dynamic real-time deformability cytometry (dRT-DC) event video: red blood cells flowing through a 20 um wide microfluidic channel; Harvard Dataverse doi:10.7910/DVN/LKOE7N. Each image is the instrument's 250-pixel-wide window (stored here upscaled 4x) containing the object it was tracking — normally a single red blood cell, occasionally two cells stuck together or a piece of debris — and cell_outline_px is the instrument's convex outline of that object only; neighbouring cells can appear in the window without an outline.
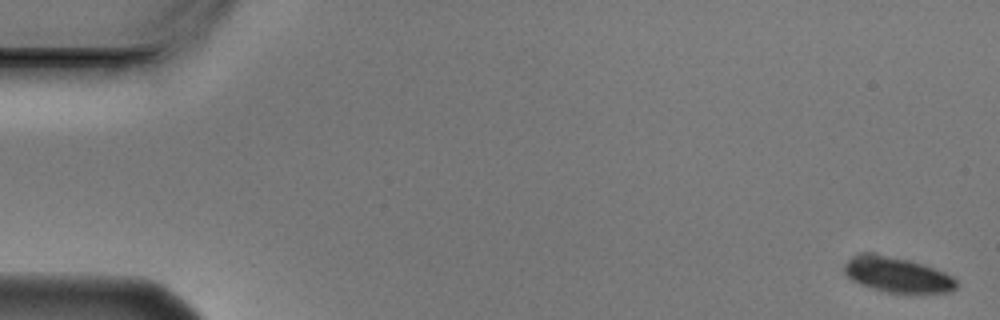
{"species": "Egyptian fruit bat (a non-hibernating species)", "species_latin": "Rousettus aegyptiacus", "temperature_condition": "cold", "stored_images_in_passage": 6, "camera_frame_rate_fps": 3000, "um_per_image_px": 0.085, "animal": {"sex": "male"}, "frame": {"image": 1, "passage_image": 1, "time_ms": 0.0, "image_size_px": [1000, 320], "cell_outline_px": [[960, 284], [952, 292], [884, 292], [860, 284], [844, 276], [844, 264], [848, 260], [856, 256], [884, 256], [908, 260], [924, 264], [944, 272], [952, 276]], "centroid_in_image_um": [76.32, 23.4], "position_along_channel_um": 8.7, "area_um2": 22.37}}
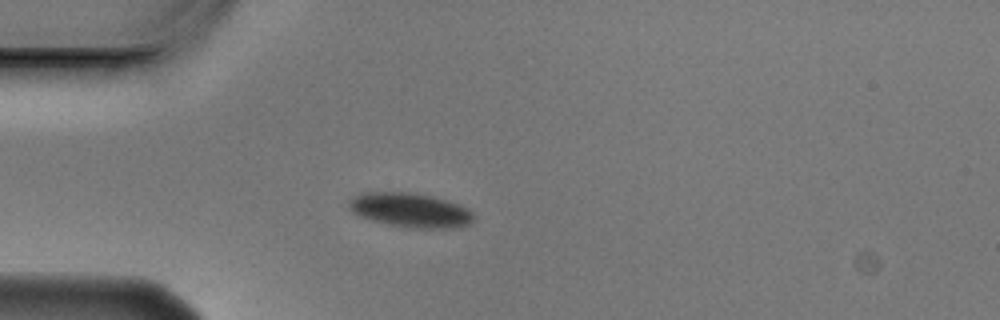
{"frame": {"image": 2, "passage_image": 4, "time_ms": 1.0, "image_size_px": [1000, 320], "cell_outline_px": [[476, 216], [468, 224], [460, 228], [412, 228], [388, 224], [372, 220], [360, 216], [352, 212], [348, 208], [348, 200], [364, 192], [412, 192], [460, 204], [468, 208]], "centroid_in_image_um": [34.89, 17.87], "position_along_channel_um": 50.1, "area_um2": 24.97}}
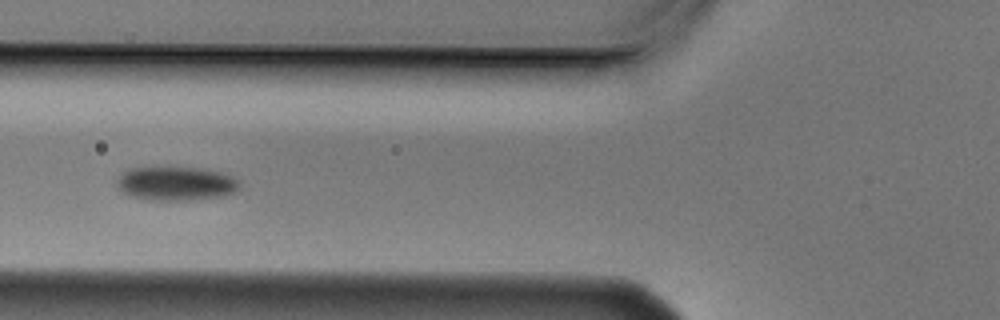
{"frame": {"image": 3, "passage_image": 6, "time_ms": 1.667, "image_size_px": [1000, 320], "cell_outline_px": [[240, 188], [224, 196], [188, 200], [148, 200], [132, 196], [124, 192], [116, 184], [116, 180], [128, 168], [152, 164], [168, 164], [200, 168], [224, 172], [240, 180]], "centroid_in_image_um": [14.94, 15.53], "position_along_channel_um": 110.9, "area_um2": 25.43}}